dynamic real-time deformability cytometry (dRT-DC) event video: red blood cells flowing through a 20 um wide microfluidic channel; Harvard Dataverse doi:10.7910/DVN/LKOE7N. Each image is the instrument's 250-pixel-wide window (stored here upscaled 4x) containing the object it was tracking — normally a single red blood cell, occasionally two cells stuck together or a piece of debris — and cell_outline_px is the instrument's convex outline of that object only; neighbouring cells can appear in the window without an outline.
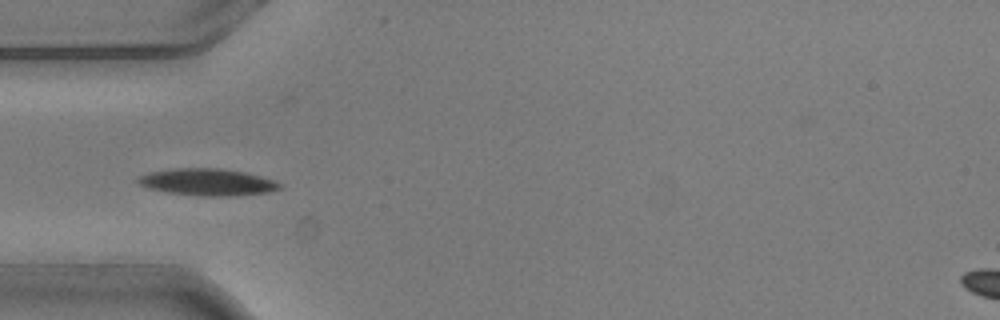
{"species": "common noctule bat (a hibernating species)", "species_latin": "Nyctalus noctula", "temperature_condition": "warm", "stored_images_in_passage": 5, "camera_frame_rate_fps": 3000, "um_per_image_px": 0.085, "animal": {"sex": "male", "body_mass_g": 20.5, "forearm_length_mm": 52.5}, "frame": {"image": 1, "passage_image": 3, "time_ms": 0.667, "image_size_px": [1000, 320], "cell_outline_px": [[280, 188], [268, 192], [232, 196], [200, 196], [164, 192], [148, 188], [136, 184], [136, 180], [140, 176], [148, 172], [172, 168], [220, 168], [244, 172], [260, 176], [272, 180], [280, 184]], "centroid_in_image_um": [17.55, 15.48], "position_along_channel_um": 67.5, "area_um2": 22.31}}
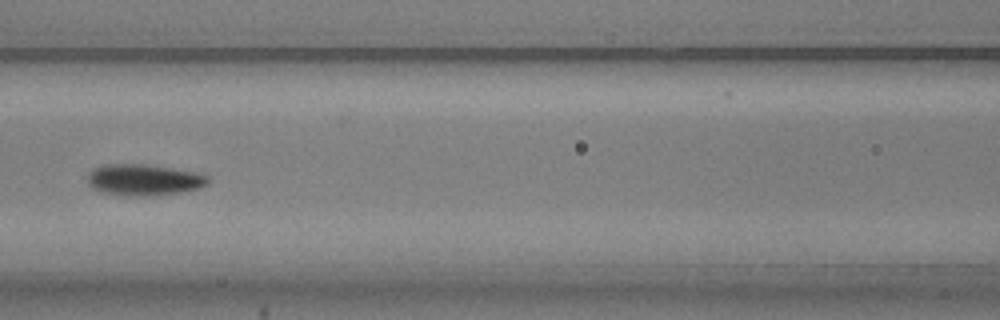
{"frame": {"image": 2, "passage_image": 5, "time_ms": 1.333, "image_size_px": [1000, 320], "cell_outline_px": [[208, 184], [200, 188], [180, 192], [148, 196], [104, 192], [92, 188], [88, 184], [88, 172], [92, 168], [104, 164], [144, 164], [172, 168], [196, 172], [208, 176]], "centroid_in_image_um": [12.22, 15.26], "position_along_channel_um": 154.4, "area_um2": 21.73}}